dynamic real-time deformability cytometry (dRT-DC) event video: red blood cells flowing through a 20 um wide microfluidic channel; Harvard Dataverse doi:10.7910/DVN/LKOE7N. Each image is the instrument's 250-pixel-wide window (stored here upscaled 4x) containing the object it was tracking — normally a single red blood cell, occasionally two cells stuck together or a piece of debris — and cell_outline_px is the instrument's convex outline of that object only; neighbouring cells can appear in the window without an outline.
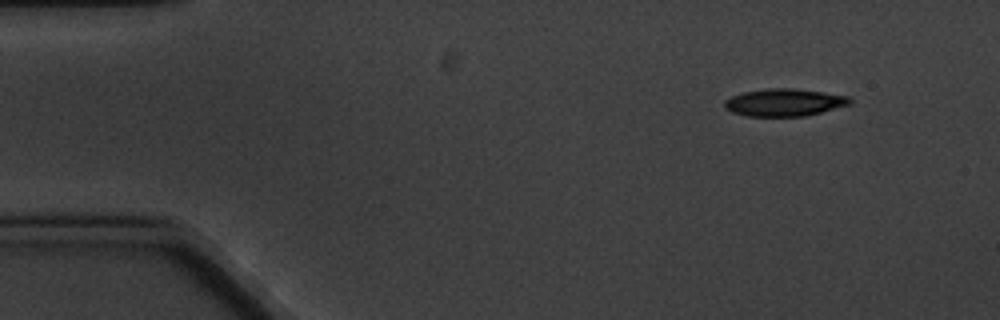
{"species": "common noctule bat (a hibernating species)", "species_latin": "Nyctalus noctula", "temperature_condition": "cold", "stored_images_in_passage": 5, "camera_frame_rate_fps": 3000, "um_per_image_px": 0.085, "animal": {"sex": "male", "body_mass_g": 20.1, "forearm_length_mm": 53.5}, "frame": {"image": 1, "passage_image": 1, "time_ms": 0.0, "image_size_px": [1000, 320], "cell_outline_px": [[852, 104], [804, 116], [748, 116], [732, 112], [724, 108], [724, 100], [732, 96], [744, 92], [768, 88], [792, 88], [848, 96], [852, 100]], "centroid_in_image_um": [66.64, 8.71], "position_along_channel_um": 18.4, "area_um2": 19.88}}
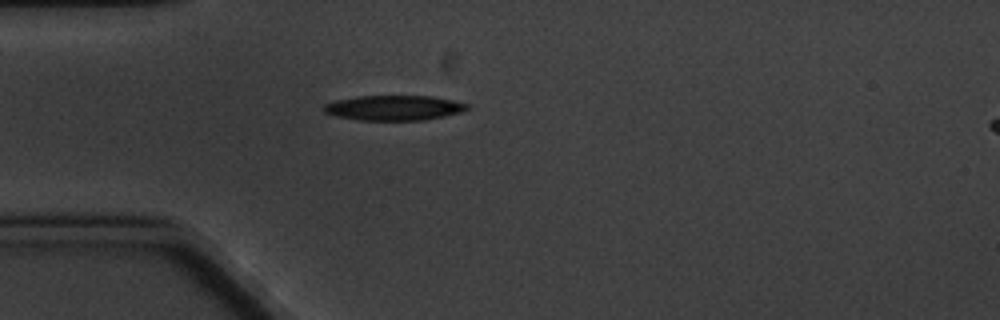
{"frame": {"image": 2, "passage_image": 4, "time_ms": 3.333, "image_size_px": [1000, 320], "cell_outline_px": [[472, 108], [464, 112], [424, 120], [356, 120], [336, 116], [324, 112], [320, 108], [324, 104], [336, 100], [356, 96], [432, 96], [452, 100], [468, 104]], "centroid_in_image_um": [33.49, 9.17], "position_along_channel_um": 51.5, "area_um2": 21.15}}